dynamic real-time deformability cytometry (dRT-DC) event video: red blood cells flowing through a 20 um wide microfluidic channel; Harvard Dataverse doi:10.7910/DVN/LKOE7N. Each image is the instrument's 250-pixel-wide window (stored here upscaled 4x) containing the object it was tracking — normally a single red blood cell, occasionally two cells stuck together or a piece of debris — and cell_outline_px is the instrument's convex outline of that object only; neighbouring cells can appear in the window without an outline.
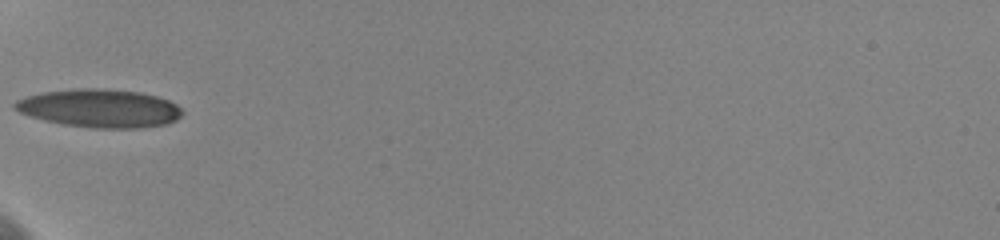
{"species": "human", "species_latin": "Homo sapiens", "temperature_condition": "cold", "stored_images_in_passage": 36, "camera_frame_rate_fps": 3000, "um_per_image_px": 0.085, "donor": {"sex": "female"}, "frame": {"image": 1, "passage_image": 1, "time_ms": 0.0, "image_size_px": [1000, 240], "cell_outline_px": [[184, 112], [176, 120], [164, 124], [144, 128], [88, 128], [64, 124], [44, 120], [20, 112], [12, 108], [12, 104], [16, 100], [28, 96], [44, 92], [80, 88], [104, 88], [140, 92], [156, 96], [168, 100], [176, 104]], "centroid_in_image_um": [8.48, 9.2], "position_along_channel_um": 76.5, "area_um2": 37.34}}
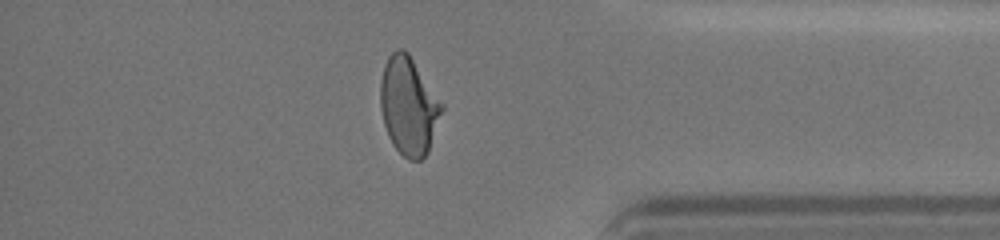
{"frame": {"image": 2, "passage_image": 29, "time_ms": 9.333, "image_size_px": [1000, 240], "cell_outline_px": [[444, 108], [428, 152], [420, 160], [408, 160], [392, 144], [388, 136], [384, 124], [380, 108], [380, 80], [384, 64], [388, 56], [396, 48], [404, 48], [408, 52], [444, 104]], "centroid_in_image_um": [34.73, 8.98], "position_along_channel_um": 400.5, "area_um2": 35.32}}
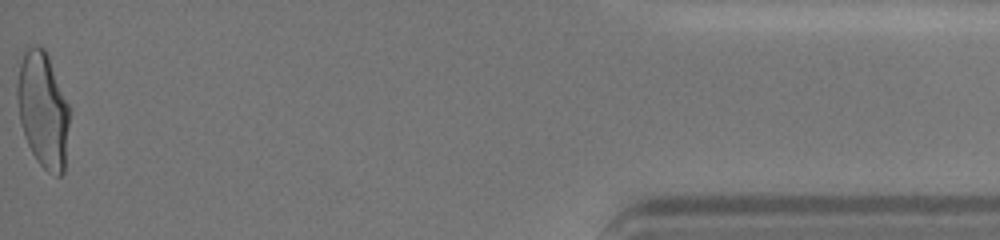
{"frame": {"image": 3, "passage_image": 36, "time_ms": 11.667, "image_size_px": [1000, 240], "cell_outline_px": [[68, 124], [64, 172], [60, 176], [56, 176], [48, 172], [36, 160], [28, 144], [20, 120], [16, 92], [16, 84], [20, 64], [24, 52], [32, 44], [36, 44], [44, 48], [48, 56], [68, 104]], "centroid_in_image_um": [3.63, 9.33], "position_along_channel_um": 431.6, "area_um2": 34.74}, "authors_computed_cell_mechanics": {"area_um2": 34.4777, "velocity_mm_per_s": 3.6107, "shape_relaxation_time_tau1_ms": 6.7016, "shape_relaxation_time_tau2_ms": 0.9104, "deformation_change_tau1": 0.1906, "deformation_change_tau2": 0.0627}}